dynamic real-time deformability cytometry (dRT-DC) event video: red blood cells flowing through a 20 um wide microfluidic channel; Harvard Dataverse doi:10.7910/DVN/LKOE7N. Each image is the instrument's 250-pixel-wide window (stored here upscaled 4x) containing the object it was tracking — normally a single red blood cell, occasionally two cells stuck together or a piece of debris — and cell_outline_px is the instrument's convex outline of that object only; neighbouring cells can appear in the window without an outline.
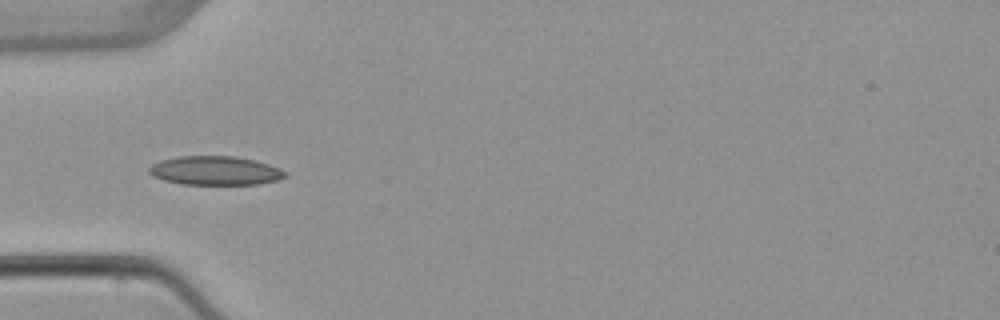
{"species": "common noctule bat (a hibernating species)", "species_latin": "Nyctalus noctula", "temperature_condition": "warm", "stored_images_in_passage": 4, "camera_frame_rate_fps": 3000, "um_per_image_px": 0.085, "animal": {"sex": "female", "body_mass_g": 22.7, "forearm_length_mm": 54.2}, "frame": {"image": 1, "passage_image": 1, "time_ms": 0.0, "image_size_px": [1000, 320], "cell_outline_px": [[288, 176], [276, 180], [260, 184], [180, 184], [164, 180], [152, 176], [148, 172], [148, 168], [152, 164], [160, 160], [176, 156], [236, 156], [268, 164], [288, 172]], "centroid_in_image_um": [18.26, 14.5], "position_along_channel_um": 66.7, "area_um2": 23.0}}
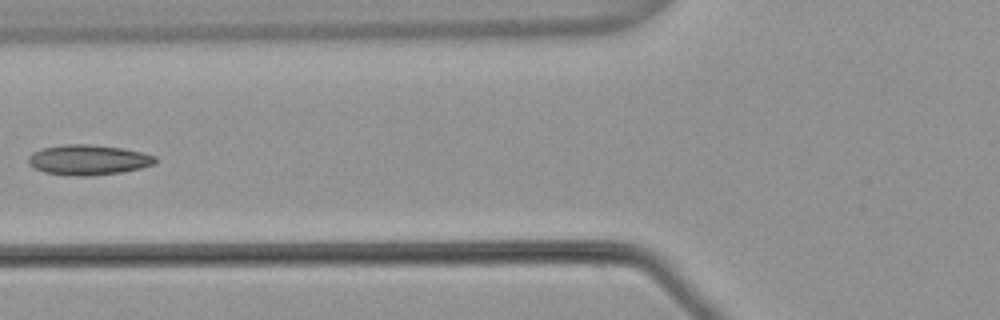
{"frame": {"image": 2, "passage_image": 2, "time_ms": 1.333, "image_size_px": [1000, 320], "cell_outline_px": [[156, 164], [140, 168], [120, 172], [88, 176], [76, 176], [44, 172], [32, 168], [28, 164], [28, 156], [32, 152], [40, 148], [64, 144], [88, 144], [120, 148], [144, 152], [156, 156]], "centroid_in_image_um": [7.47, 13.58], "position_along_channel_um": 118.3, "area_um2": 22.48}}
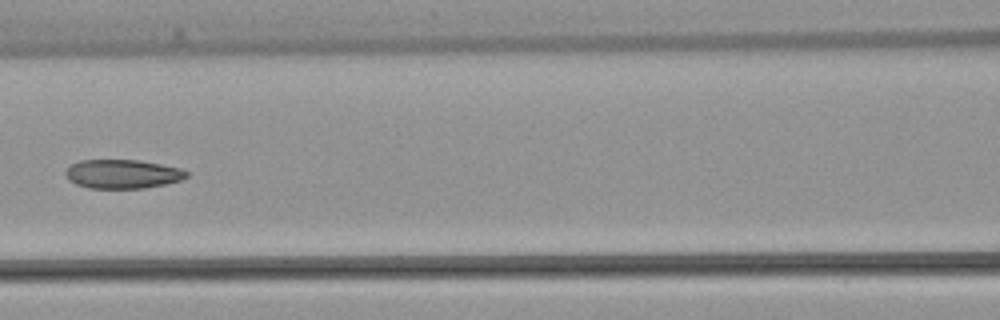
{"frame": {"image": 3, "passage_image": 3, "time_ms": 2.333, "image_size_px": [1000, 320], "cell_outline_px": [[188, 176], [180, 180], [164, 184], [144, 188], [88, 188], [76, 184], [68, 180], [64, 172], [72, 164], [80, 160], [140, 160], [180, 168], [188, 172]], "centroid_in_image_um": [10.4, 14.79], "position_along_channel_um": 156.2, "area_um2": 20.35}}